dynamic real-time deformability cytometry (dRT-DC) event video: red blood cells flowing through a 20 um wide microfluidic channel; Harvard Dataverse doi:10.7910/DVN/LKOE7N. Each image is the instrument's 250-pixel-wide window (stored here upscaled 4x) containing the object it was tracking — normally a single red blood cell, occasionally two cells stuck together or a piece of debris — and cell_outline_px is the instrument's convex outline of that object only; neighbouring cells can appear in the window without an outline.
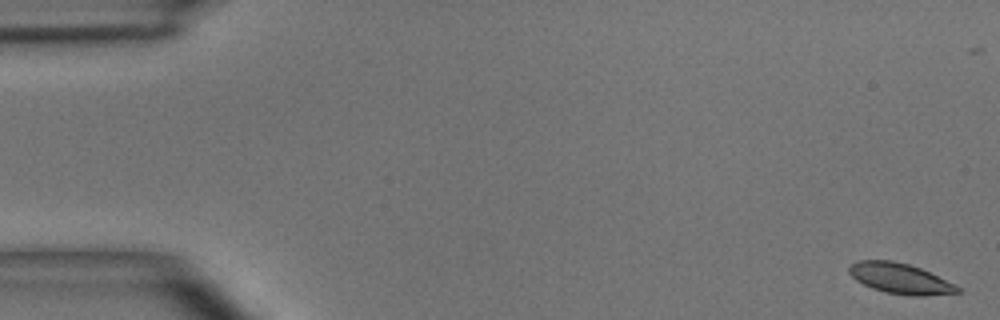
{"species": "common noctule bat (a hibernating species)", "species_latin": "Nyctalus noctula", "temperature_condition": "room temperature", "stored_images_in_passage": 6, "camera_frame_rate_fps": 3000, "um_per_image_px": 0.085, "animal": {"sex": "male", "body_mass_g": 15.6}, "frame": {"image": 1, "passage_image": 1, "time_ms": 0.0, "image_size_px": [1000, 320], "cell_outline_px": [[960, 292], [924, 296], [908, 296], [884, 292], [872, 288], [856, 280], [848, 272], [848, 268], [852, 264], [860, 260], [892, 260], [908, 264], [920, 268], [956, 284], [960, 288]], "centroid_in_image_um": [76.52, 23.68], "position_along_channel_um": 8.5, "area_um2": 19.25}}